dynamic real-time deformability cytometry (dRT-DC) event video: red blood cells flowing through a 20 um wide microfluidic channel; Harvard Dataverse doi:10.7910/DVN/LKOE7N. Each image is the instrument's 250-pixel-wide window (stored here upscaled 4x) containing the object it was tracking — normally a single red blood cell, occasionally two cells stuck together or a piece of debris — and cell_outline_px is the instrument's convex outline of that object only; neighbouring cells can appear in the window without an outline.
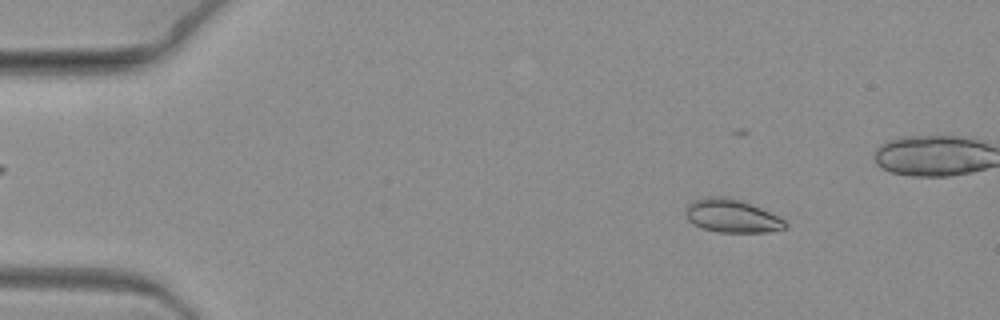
{"species": "common noctule bat (a hibernating species)", "species_latin": "Nyctalus noctula", "temperature_condition": "warm", "stored_images_in_passage": 20, "camera_frame_rate_fps": 3000, "um_per_image_px": 0.085, "animal": {"sex": "female", "body_mass_g": 19.3, "forearm_length_mm": 54.1}, "frame": {"image": 1, "passage_image": 3, "time_ms": 0.667, "image_size_px": [1000, 320], "cell_outline_px": [[788, 228], [768, 232], [720, 232], [700, 228], [692, 224], [684, 216], [684, 208], [692, 200], [708, 196], [724, 196], [740, 200], [752, 204], [780, 216], [788, 224]], "centroid_in_image_um": [62.18, 18.35], "position_along_channel_um": 22.8, "area_um2": 19.77}}
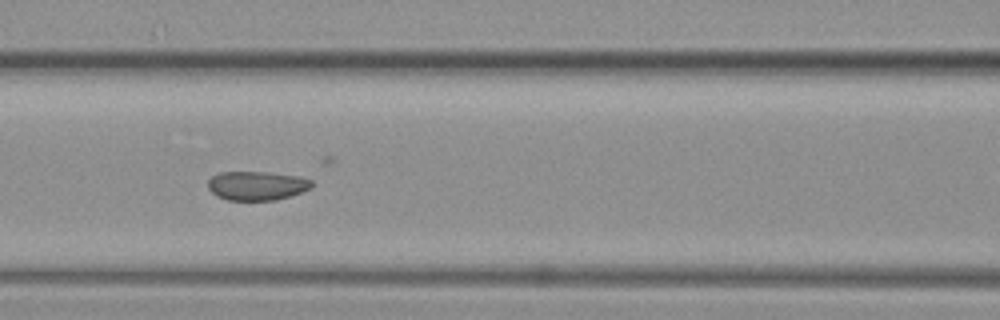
{"frame": {"image": 2, "passage_image": 8, "time_ms": 2.333, "image_size_px": [1000, 320], "cell_outline_px": [[312, 188], [276, 200], [228, 200], [216, 196], [208, 188], [208, 180], [212, 176], [220, 172], [268, 172], [300, 176], [312, 180]], "centroid_in_image_um": [21.82, 15.77], "position_along_channel_um": 144.8, "area_um2": 17.57}}
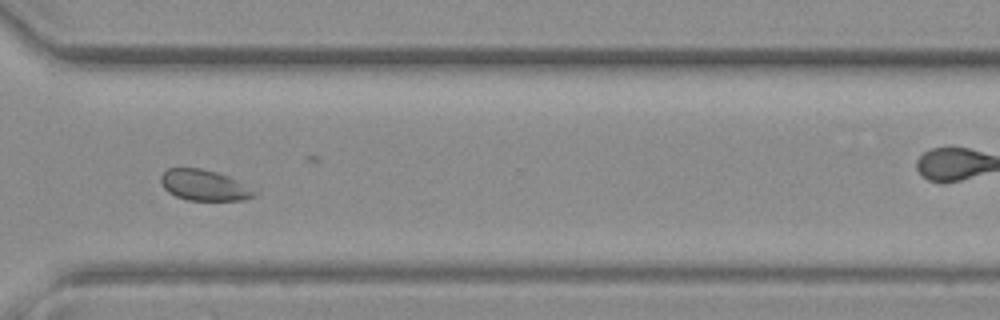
{"frame": {"image": 3, "passage_image": 14, "time_ms": 4.333, "image_size_px": [1000, 320], "cell_outline_px": [[260, 192], [256, 196], [244, 200], [188, 200], [176, 196], [168, 192], [160, 184], [160, 176], [168, 168], [200, 168], [216, 172], [228, 176], [260, 188]], "centroid_in_image_um": [17.47, 15.75], "position_along_channel_um": 353.1, "area_um2": 17.34}}